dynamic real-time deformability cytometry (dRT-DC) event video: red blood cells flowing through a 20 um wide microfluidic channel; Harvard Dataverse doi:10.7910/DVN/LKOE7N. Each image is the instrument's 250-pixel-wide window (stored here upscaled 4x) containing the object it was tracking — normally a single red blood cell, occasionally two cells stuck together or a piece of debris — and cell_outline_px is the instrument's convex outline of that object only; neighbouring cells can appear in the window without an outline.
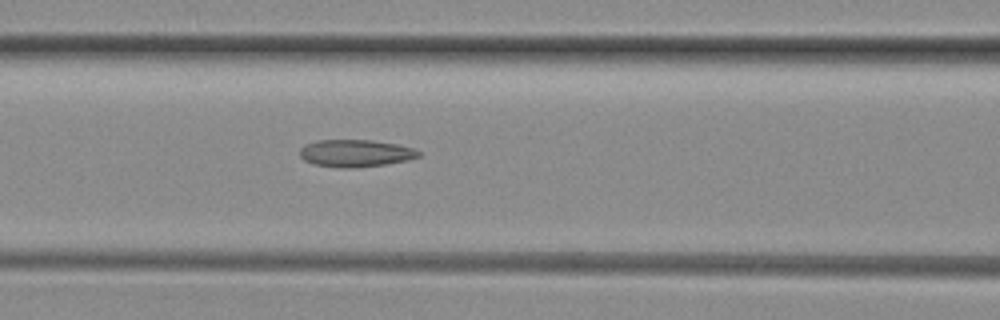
{"species": "common noctule bat (a hibernating species)", "species_latin": "Nyctalus noctula", "temperature_condition": "room temperature", "stored_images_in_passage": 35, "camera_frame_rate_fps": 3000, "um_per_image_px": 0.085, "animal": {"sex": "female", "body_mass_g": 29.2, "forearm_length_mm": 56.3}, "frame": {"image": 1, "passage_image": 6, "time_ms": 1.667, "image_size_px": [1000, 320], "cell_outline_px": [[420, 156], [408, 160], [384, 164], [352, 168], [336, 168], [312, 164], [304, 160], [300, 156], [300, 148], [304, 144], [316, 140], [372, 140], [396, 144], [412, 148], [420, 152]], "centroid_in_image_um": [30.16, 13.03], "position_along_channel_um": 136.4, "area_um2": 18.96}}
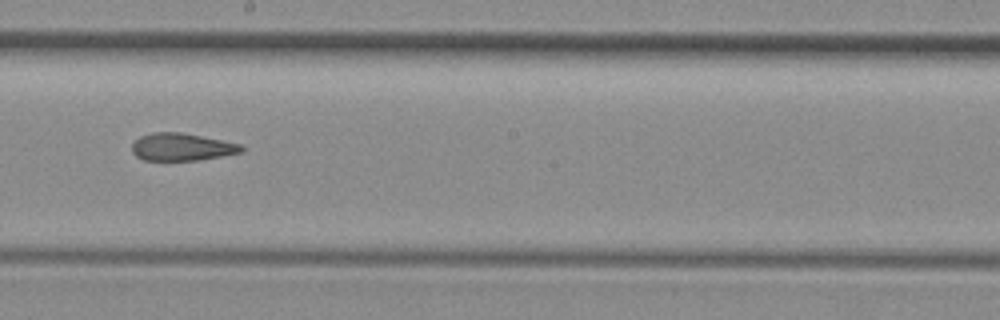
{"frame": {"image": 2, "passage_image": 13, "time_ms": 4.0, "image_size_px": [1000, 320], "cell_outline_px": [[244, 152], [200, 160], [144, 160], [136, 156], [132, 152], [132, 144], [140, 136], [152, 132], [180, 132], [240, 144], [244, 148]], "centroid_in_image_um": [15.44, 12.5], "position_along_channel_um": 232.8, "area_um2": 17.46}}
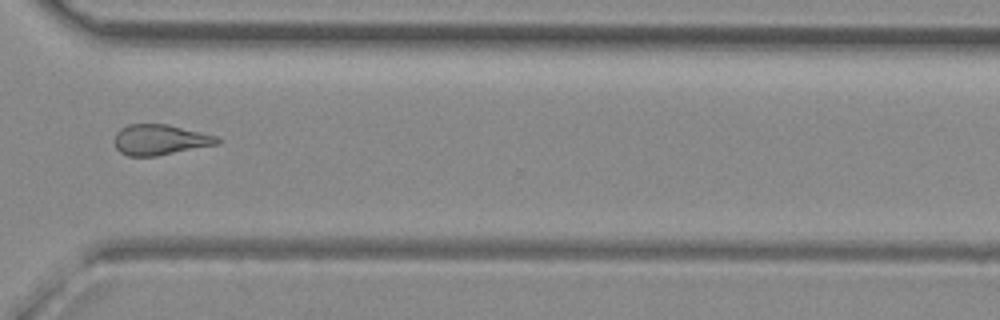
{"frame": {"image": 3, "passage_image": 22, "time_ms": 7.0, "image_size_px": [1000, 320], "cell_outline_px": [[220, 144], [156, 156], [128, 156], [120, 152], [116, 148], [116, 132], [120, 128], [128, 124], [168, 124], [216, 136], [220, 140]], "centroid_in_image_um": [13.61, 11.88], "position_along_channel_um": 357.0, "area_um2": 18.21}, "authors_computed_cell_mechanics": {"area_um2": 18.4382, "velocity_mm_per_s": 4.1386, "shape_relaxation_time_tau1_ms": null, "shape_relaxation_time_tau2_ms": 3.2588, "deformation_change_tau1": null, "deformation_change_tau2": 0.1328}}